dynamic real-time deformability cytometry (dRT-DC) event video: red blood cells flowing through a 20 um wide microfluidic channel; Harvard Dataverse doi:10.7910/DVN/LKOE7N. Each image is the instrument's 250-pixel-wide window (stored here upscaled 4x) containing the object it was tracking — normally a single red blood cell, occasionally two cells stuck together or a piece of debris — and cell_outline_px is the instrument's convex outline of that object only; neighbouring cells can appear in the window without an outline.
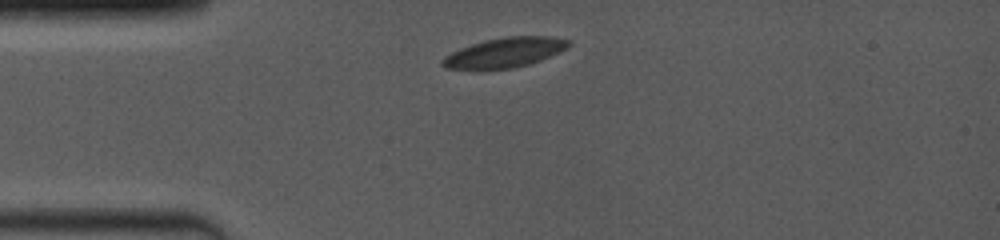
{"species": "common noctule bat (a hibernating species)", "species_latin": "Nyctalus noctula", "temperature_condition": "room temperature", "stored_images_in_passage": 5, "camera_frame_rate_fps": 4000, "um_per_image_px": 0.085, "animal": {"sex": "female", "body_mass_g": 19.0, "forearm_length_mm": 53.3}, "frame": {"image": 1, "passage_image": 1, "time_ms": 0.0, "image_size_px": [1000, 240], "cell_outline_px": [[572, 44], [568, 48], [560, 52], [540, 60], [528, 64], [512, 68], [484, 72], [444, 68], [440, 64], [440, 60], [444, 56], [460, 48], [484, 40], [504, 36], [548, 36], [572, 40]], "centroid_in_image_um": [42.85, 4.5], "position_along_channel_um": 42.2, "area_um2": 22.77}}
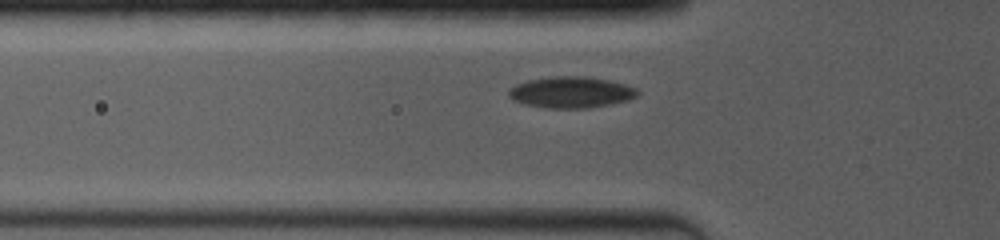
{"frame": {"image": 2, "passage_image": 4, "time_ms": 1.5, "image_size_px": [1000, 240], "cell_outline_px": [[640, 92], [636, 96], [628, 100], [612, 104], [588, 108], [548, 108], [524, 104], [512, 100], [508, 96], [508, 88], [516, 84], [528, 80], [548, 76], [588, 76], [608, 80], [624, 84], [636, 88]], "centroid_in_image_um": [48.51, 7.84], "position_along_channel_um": 77.3, "area_um2": 23.7}}